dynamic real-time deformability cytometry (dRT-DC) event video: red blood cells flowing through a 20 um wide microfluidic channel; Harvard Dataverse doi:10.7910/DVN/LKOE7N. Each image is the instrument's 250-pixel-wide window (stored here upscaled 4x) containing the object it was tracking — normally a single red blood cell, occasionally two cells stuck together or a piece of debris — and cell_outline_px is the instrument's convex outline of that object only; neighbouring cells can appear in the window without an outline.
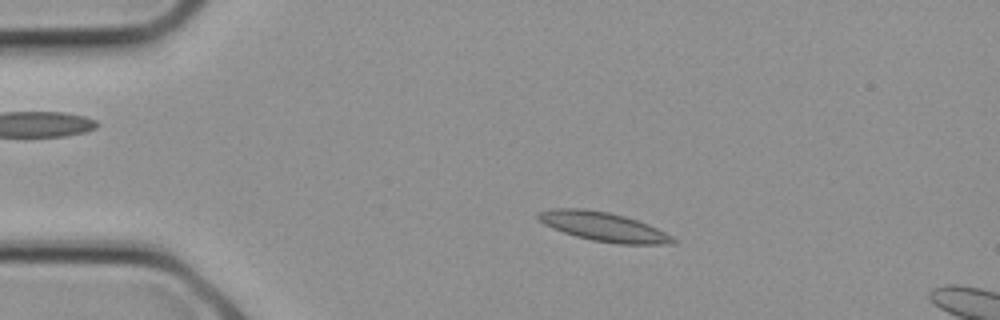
{"species": "common noctule bat (a hibernating species)", "species_latin": "Nyctalus noctula", "temperature_condition": "cold", "stored_images_in_passage": 6, "camera_frame_rate_fps": 3000, "um_per_image_px": 0.085, "animal": {"sex": "female", "body_mass_g": 21.9}, "frame": {"image": 1, "passage_image": 4, "time_ms": 1.0, "image_size_px": [1000, 320], "cell_outline_px": [[680, 240], [676, 244], [616, 244], [592, 240], [576, 236], [552, 228], [544, 224], [536, 216], [536, 212], [552, 208], [584, 208], [608, 212], [624, 216], [648, 224]], "centroid_in_image_um": [51.3, 19.27], "position_along_channel_um": 33.7, "area_um2": 22.95}}